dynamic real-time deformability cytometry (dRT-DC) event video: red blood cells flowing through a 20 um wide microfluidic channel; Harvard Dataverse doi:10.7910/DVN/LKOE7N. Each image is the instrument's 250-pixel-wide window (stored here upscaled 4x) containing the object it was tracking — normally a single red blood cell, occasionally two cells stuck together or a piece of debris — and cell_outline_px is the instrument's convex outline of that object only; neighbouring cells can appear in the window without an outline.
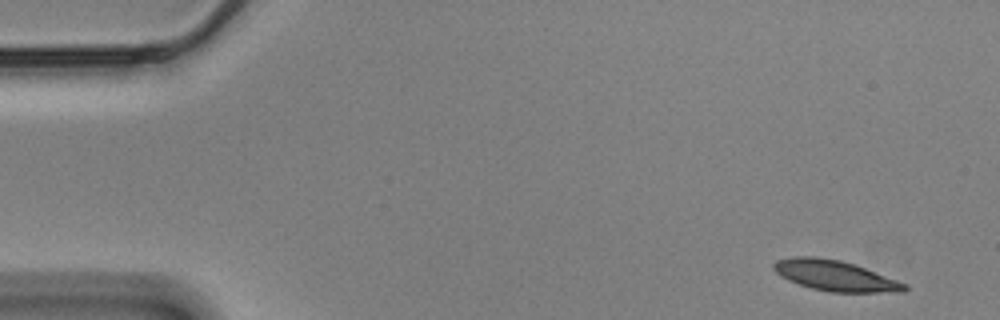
{"species": "Egyptian fruit bat (a non-hibernating species)", "species_latin": "Rousettus aegyptiacus", "temperature_condition": "cold", "stored_images_in_passage": 49, "camera_frame_rate_fps": 3000, "um_per_image_px": 0.085, "animal": {"sex": "male"}, "frame": {"image": 1, "passage_image": 1, "time_ms": 0.0, "image_size_px": [1000, 320], "cell_outline_px": [[908, 288], [904, 292], [828, 292], [812, 288], [788, 280], [780, 276], [772, 268], [772, 264], [776, 260], [792, 256], [816, 256], [840, 260], [856, 264], [908, 284]], "centroid_in_image_um": [70.98, 23.42], "position_along_channel_um": 14.0, "area_um2": 23.52}}
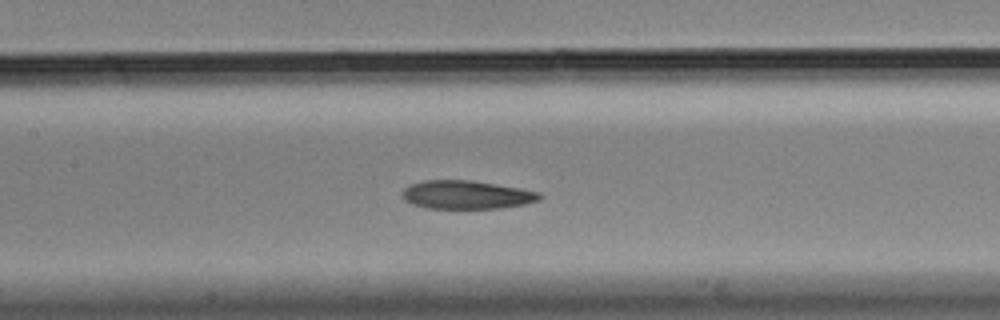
{"frame": {"image": 2, "passage_image": 24, "time_ms": 7.667, "image_size_px": [1000, 320], "cell_outline_px": [[544, 196], [540, 200], [524, 204], [504, 208], [424, 208], [412, 204], [404, 200], [400, 196], [400, 192], [408, 184], [424, 180], [472, 180], [520, 188], [540, 192]], "centroid_in_image_um": [39.62, 16.55], "position_along_channel_um": 167.8, "area_um2": 23.12}}
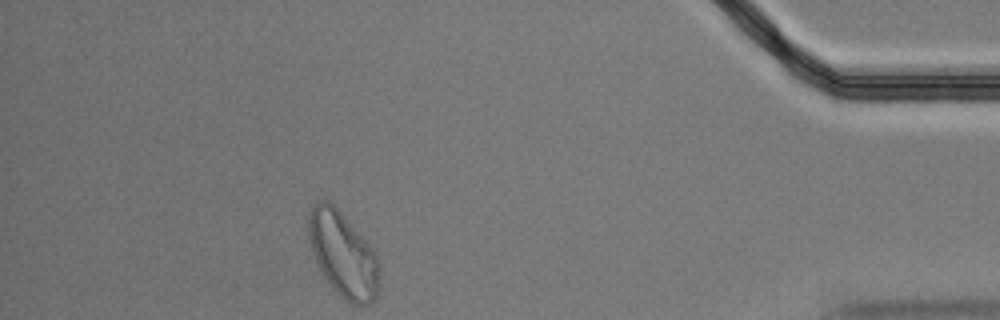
{"frame": {"image": 3, "passage_image": 49, "time_ms": 16.0, "image_size_px": [1000, 320], "cell_outline_px": [[380, 288], [376, 296], [368, 304], [352, 304], [344, 300], [332, 288], [324, 276], [316, 260], [312, 248], [308, 232], [308, 212], [312, 204], [320, 200], [328, 200], [344, 216], [372, 248], [380, 260]], "centroid_in_image_um": [29.18, 21.64], "position_along_channel_um": 406.0, "area_um2": 35.03}, "authors_computed_cell_mechanics": {"area_um2": 23.8714, "velocity_mm_per_s": 3.4527, "shape_relaxation_time_tau1_ms": null, "shape_relaxation_time_tau2_ms": 6.0549, "deformation_change_tau1": null, "deformation_change_tau2": 0.1223}}